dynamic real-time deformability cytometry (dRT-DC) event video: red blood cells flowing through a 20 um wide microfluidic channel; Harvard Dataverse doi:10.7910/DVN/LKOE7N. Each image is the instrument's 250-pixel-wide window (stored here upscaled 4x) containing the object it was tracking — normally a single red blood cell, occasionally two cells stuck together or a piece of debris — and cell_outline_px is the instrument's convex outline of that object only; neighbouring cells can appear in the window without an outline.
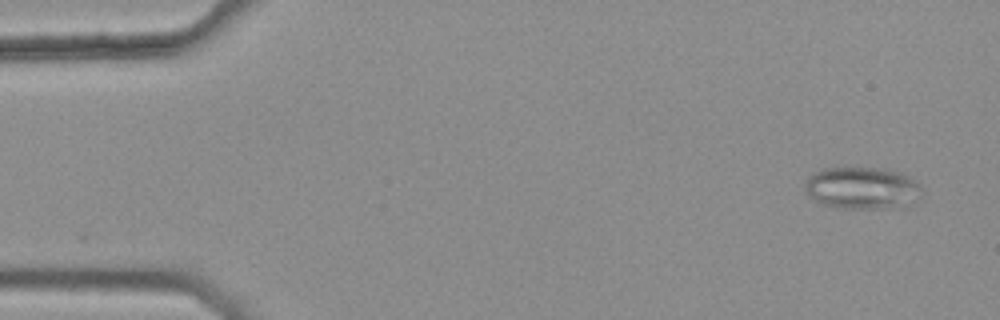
{"species": "common noctule bat (a hibernating species)", "species_latin": "Nyctalus noctula", "temperature_condition": "warm", "stored_images_in_passage": 44, "camera_frame_rate_fps": 3000, "um_per_image_px": 0.085, "animal": {"sex": "female", "body_mass_g": 25.1}, "frame": {"image": 1, "passage_image": 1, "time_ms": 0.0, "image_size_px": [1000, 320], "cell_outline_px": [[924, 192], [920, 200], [916, 204], [904, 208], [840, 208], [824, 204], [812, 200], [804, 192], [804, 180], [812, 172], [820, 168], [884, 168], [908, 176], [916, 180], [920, 184]], "centroid_in_image_um": [73.32, 16.0], "position_along_channel_um": 11.7, "area_um2": 29.71}}
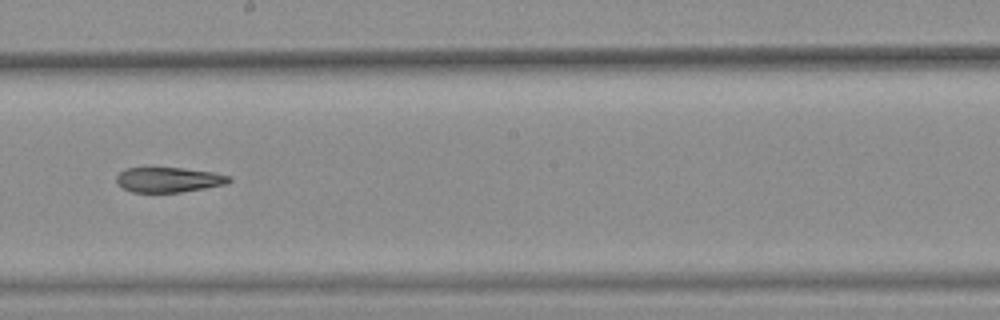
{"frame": {"image": 2, "passage_image": 28, "time_ms": 9.0, "image_size_px": [1000, 320], "cell_outline_px": [[232, 180], [228, 184], [180, 192], [132, 192], [116, 184], [116, 176], [124, 168], [180, 168], [212, 172], [232, 176]], "centroid_in_image_um": [14.34, 15.28], "position_along_channel_um": 233.9, "area_um2": 16.42}}
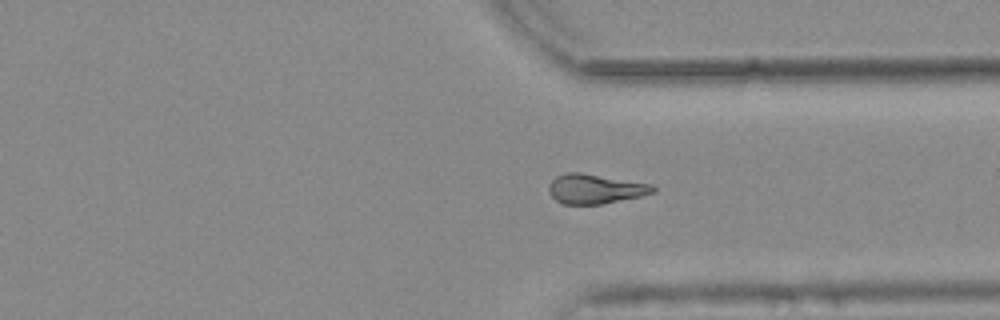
{"frame": {"image": 3, "passage_image": 38, "time_ms": 12.333, "image_size_px": [1000, 320], "cell_outline_px": [[656, 192], [640, 196], [600, 204], [564, 204], [556, 200], [548, 192], [548, 184], [556, 176], [564, 172], [580, 172], [652, 184], [656, 188]], "centroid_in_image_um": [50.57, 16.04], "position_along_channel_um": 360.8, "area_um2": 17.98}, "authors_computed_cell_mechanics": {"area_um2": 18.1203, "velocity_mm_per_s": 3.7933, "shape_relaxation_time_tau1_ms": null, "shape_relaxation_time_tau2_ms": 5.9469, "deformation_change_tau1": null, "deformation_change_tau2": 0.1507}}